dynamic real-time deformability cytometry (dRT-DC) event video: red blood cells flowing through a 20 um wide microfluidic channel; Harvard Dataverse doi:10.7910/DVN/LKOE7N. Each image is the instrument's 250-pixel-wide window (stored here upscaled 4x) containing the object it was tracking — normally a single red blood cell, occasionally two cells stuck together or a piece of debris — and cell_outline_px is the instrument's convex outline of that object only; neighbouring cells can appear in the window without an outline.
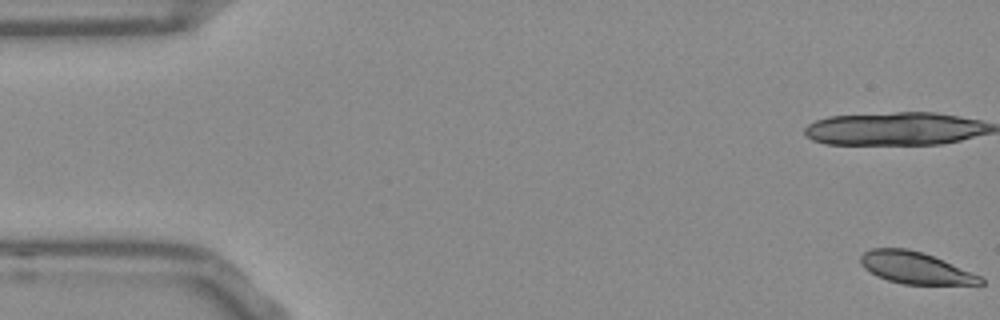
{"species": "Egyptian fruit bat (a non-hibernating species)", "species_latin": "Rousettus aegyptiacus", "temperature_condition": "room temperature", "stored_images_in_passage": 19, "camera_frame_rate_fps": 3000, "um_per_image_px": 0.085, "frame": {"image": 1, "passage_image": 1, "time_ms": 0.0, "image_size_px": [1000, 320], "cell_outline_px": [[984, 284], [904, 284], [888, 280], [876, 276], [864, 268], [860, 264], [860, 256], [864, 252], [872, 248], [908, 248], [944, 260], [980, 276], [984, 280]], "centroid_in_image_um": [77.76, 22.76], "position_along_channel_um": 7.2, "area_um2": 22.02}}